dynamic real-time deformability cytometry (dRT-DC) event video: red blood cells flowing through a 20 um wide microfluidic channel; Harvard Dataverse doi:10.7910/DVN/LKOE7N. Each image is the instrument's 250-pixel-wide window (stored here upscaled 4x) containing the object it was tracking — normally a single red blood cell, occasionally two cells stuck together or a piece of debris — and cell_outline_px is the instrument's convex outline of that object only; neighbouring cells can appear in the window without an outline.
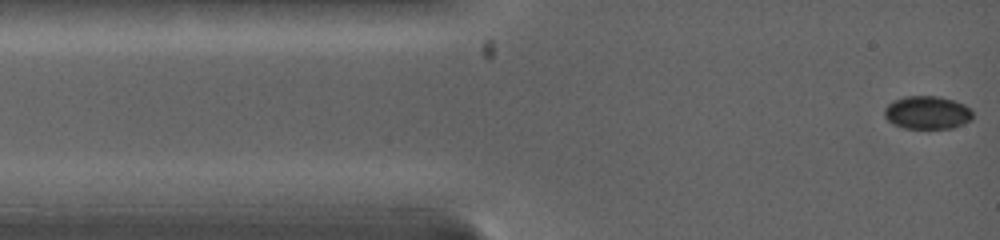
{"species": "common noctule bat (a hibernating species)", "species_latin": "Nyctalus noctula", "temperature_condition": "warm", "stored_images_in_passage": 33, "camera_frame_rate_fps": 5000, "um_per_image_px": 0.085, "animal": {"sex": "female", "body_mass_g": 19.0, "forearm_length_mm": 53.3}, "frame": {"image": 1, "passage_image": 1, "time_ms": 0.0, "image_size_px": [1000, 240], "cell_outline_px": [[972, 120], [952, 128], [904, 128], [892, 124], [884, 116], [884, 108], [892, 100], [904, 96], [940, 96], [956, 100], [972, 108]], "centroid_in_image_um": [78.82, 9.55], "position_along_channel_um": 6.2, "area_um2": 17.34}}
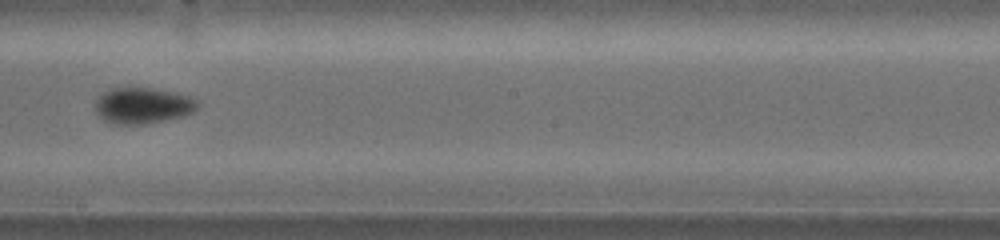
{"frame": {"image": 2, "passage_image": 19, "time_ms": 7.0, "image_size_px": [1000, 240], "cell_outline_px": [[196, 108], [192, 112], [184, 116], [148, 124], [112, 124], [104, 120], [96, 112], [96, 100], [100, 92], [112, 88], [152, 88], [172, 92], [188, 96], [196, 100]], "centroid_in_image_um": [12.08, 8.98], "position_along_channel_um": 236.1, "area_um2": 21.44}}
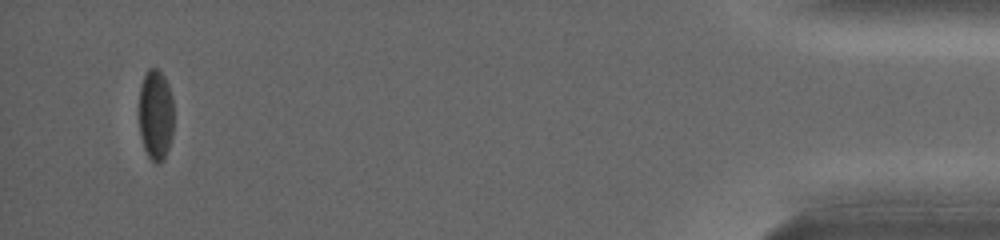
{"frame": {"image": 3, "passage_image": 32, "time_ms": 14.2, "image_size_px": [1000, 240], "cell_outline_px": [[172, 136], [164, 160], [160, 164], [152, 164], [144, 148], [140, 136], [140, 84], [148, 68], [156, 68], [164, 76], [168, 84], [172, 100]], "centroid_in_image_um": [13.23, 9.8], "position_along_channel_um": 422.0, "area_um2": 18.38}, "authors_computed_cell_mechanics": {"area_um2": 20.0566, "velocity_mm_per_s": 4.073, "shape_relaxation_time_tau1_ms": 1.3051, "shape_relaxation_time_tau2_ms": null, "deformation_change_tau1": 0.0797, "deformation_change_tau2": null}}